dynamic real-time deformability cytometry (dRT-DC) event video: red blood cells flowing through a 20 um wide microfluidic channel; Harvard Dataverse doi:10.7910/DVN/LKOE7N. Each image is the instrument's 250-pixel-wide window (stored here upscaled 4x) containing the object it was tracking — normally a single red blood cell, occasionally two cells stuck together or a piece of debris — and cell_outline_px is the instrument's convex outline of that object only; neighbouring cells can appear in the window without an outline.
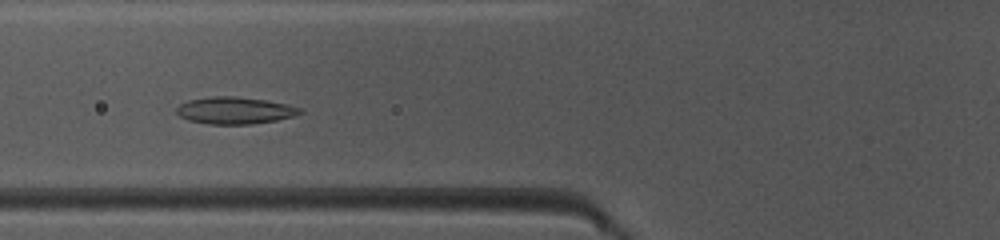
{"species": "common noctule bat (a hibernating species)", "species_latin": "Nyctalus noctula", "temperature_condition": "warm", "stored_images_in_passage": 37, "camera_frame_rate_fps": 3000, "um_per_image_px": 0.085, "animal": {"sex": "female", "body_mass_g": 10.0, "forearm_length_mm": 53.1}, "frame": {"image": 1, "passage_image": 7, "time_ms": 2.0, "image_size_px": [1000, 240], "cell_outline_px": [[304, 112], [292, 116], [276, 120], [252, 124], [208, 124], [188, 120], [180, 116], [176, 112], [176, 108], [180, 104], [188, 100], [212, 96], [236, 96], [264, 100], [288, 104], [300, 108]], "centroid_in_image_um": [19.94, 9.39], "position_along_channel_um": 105.9, "area_um2": 19.36}}
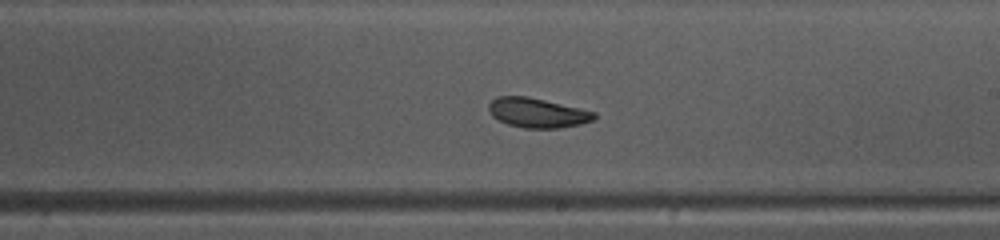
{"frame": {"image": 2, "passage_image": 17, "time_ms": 5.333, "image_size_px": [1000, 240], "cell_outline_px": [[596, 116], [592, 120], [580, 124], [560, 128], [524, 128], [508, 124], [492, 116], [488, 112], [488, 104], [496, 96], [528, 96], [580, 108], [596, 112]], "centroid_in_image_um": [45.65, 9.58], "position_along_channel_um": 243.3, "area_um2": 18.21}}
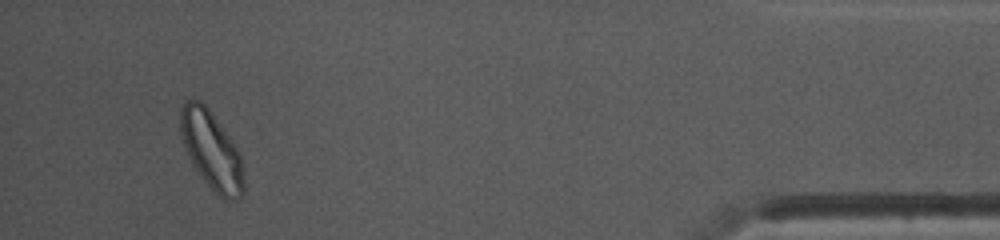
{"frame": {"image": 3, "passage_image": 34, "time_ms": 11.0, "image_size_px": [1000, 240], "cell_outline_px": [[244, 192], [236, 200], [228, 200], [220, 196], [204, 180], [192, 164], [184, 144], [180, 132], [180, 108], [188, 100], [200, 100], [208, 108], [240, 152], [244, 180]], "centroid_in_image_um": [17.99, 12.78], "position_along_channel_um": 417.2, "area_um2": 28.32}, "authors_computed_cell_mechanics": {"area_um2": 19.363, "velocity_mm_per_s": 4.1257, "shape_relaxation_time_tau1_ms": 2.8661, "shape_relaxation_time_tau2_ms": null, "deformation_change_tau1": 0.0833, "deformation_change_tau2": null}}